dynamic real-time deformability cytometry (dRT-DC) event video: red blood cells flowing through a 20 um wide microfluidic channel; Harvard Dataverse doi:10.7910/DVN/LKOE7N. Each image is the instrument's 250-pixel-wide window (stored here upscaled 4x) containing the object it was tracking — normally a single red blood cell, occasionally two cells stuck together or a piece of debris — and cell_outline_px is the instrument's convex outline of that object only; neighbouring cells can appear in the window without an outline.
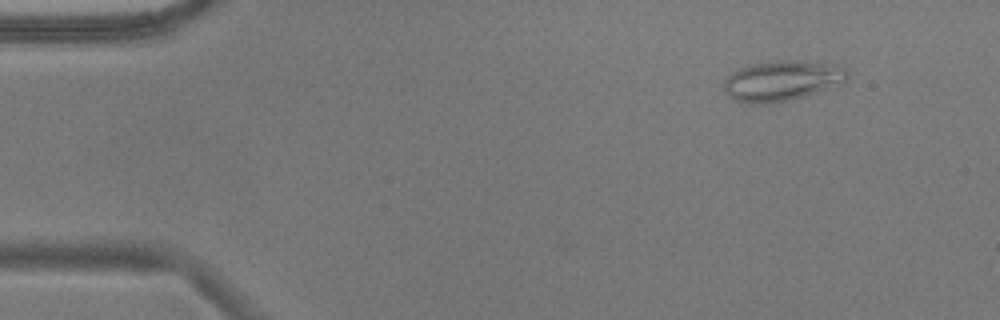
{"species": "common noctule bat (a hibernating species)", "species_latin": "Nyctalus noctula", "temperature_condition": "warm", "stored_images_in_passage": 17, "camera_frame_rate_fps": 3000, "um_per_image_px": 0.085, "animal": {"sex": "male", "body_mass_g": 17.9}, "frame": {"image": 1, "passage_image": 6, "time_ms": 1.667, "image_size_px": [1000, 320], "cell_outline_px": [[848, 76], [844, 80], [816, 92], [784, 100], [764, 104], [748, 104], [736, 100], [728, 96], [724, 92], [724, 80], [732, 72], [748, 64], [776, 60], [796, 60], [836, 64], [844, 68], [848, 72]], "centroid_in_image_um": [66.38, 6.83], "position_along_channel_um": 18.6, "area_um2": 28.61}}